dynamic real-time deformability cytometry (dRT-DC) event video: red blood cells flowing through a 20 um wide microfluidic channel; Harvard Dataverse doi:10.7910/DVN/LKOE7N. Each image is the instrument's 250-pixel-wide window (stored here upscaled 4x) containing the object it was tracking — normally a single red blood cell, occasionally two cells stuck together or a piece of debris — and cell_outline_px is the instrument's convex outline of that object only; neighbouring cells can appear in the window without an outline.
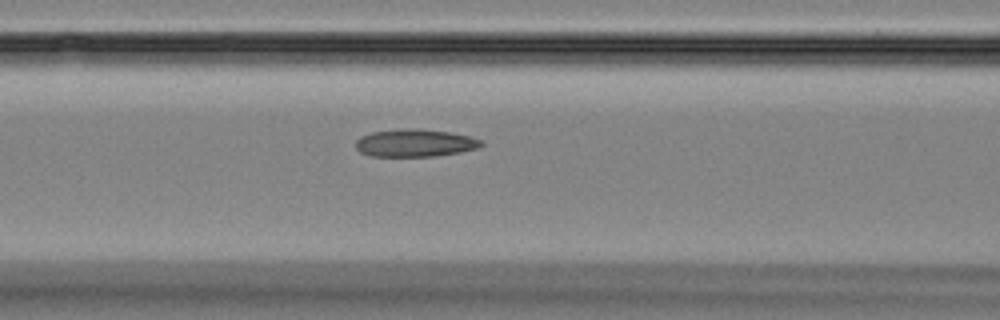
{"species": "Egyptian fruit bat (a non-hibernating species)", "species_latin": "Rousettus aegyptiacus", "temperature_condition": "room temperature", "stored_images_in_passage": 27, "camera_frame_rate_fps": 3000, "um_per_image_px": 0.085, "animal": {"sex": "female"}, "frame": {"image": 1, "passage_image": 23, "time_ms": 7.333, "image_size_px": [1000, 320], "cell_outline_px": [[484, 144], [476, 148], [460, 152], [436, 156], [372, 156], [360, 152], [356, 148], [356, 140], [360, 136], [372, 132], [412, 128], [416, 128], [448, 132], [468, 136], [480, 140]], "centroid_in_image_um": [35.24, 12.16], "position_along_channel_um": 131.4, "area_um2": 19.94}}
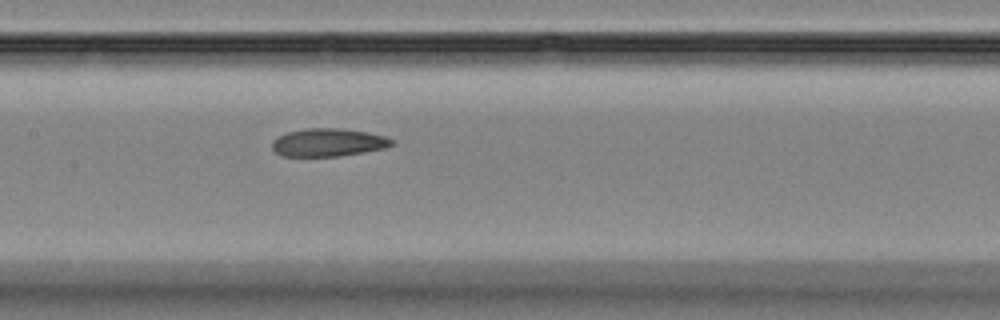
{"frame": {"image": 2, "passage_image": 27, "time_ms": 8.667, "image_size_px": [1000, 320], "cell_outline_px": [[396, 144], [384, 148], [364, 152], [336, 156], [280, 156], [272, 148], [272, 140], [288, 132], [304, 128], [336, 128], [368, 132], [384, 136], [392, 140]], "centroid_in_image_um": [27.89, 12.11], "position_along_channel_um": 179.5, "area_um2": 19.42}}